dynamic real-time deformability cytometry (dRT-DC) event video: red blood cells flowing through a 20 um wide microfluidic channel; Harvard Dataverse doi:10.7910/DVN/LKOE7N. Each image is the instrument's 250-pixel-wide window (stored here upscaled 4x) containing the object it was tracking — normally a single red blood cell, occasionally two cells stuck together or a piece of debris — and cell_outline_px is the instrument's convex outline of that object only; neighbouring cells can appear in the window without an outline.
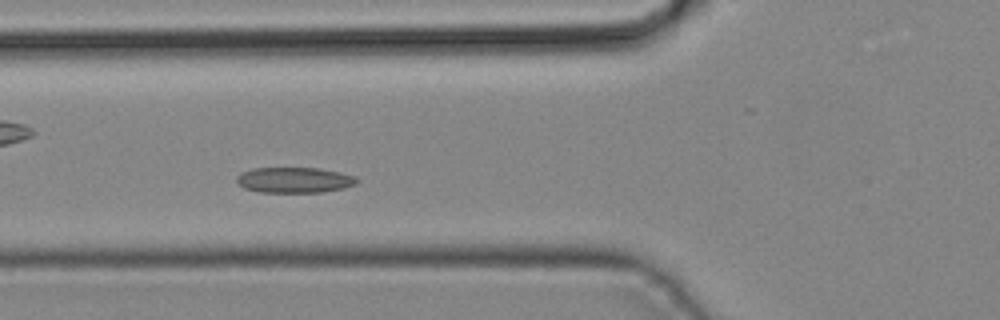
{"species": "common noctule bat (a hibernating species)", "species_latin": "Nyctalus noctula", "temperature_condition": "cold", "stored_images_in_passage": 30, "camera_frame_rate_fps": 3000, "um_per_image_px": 0.085, "animal": {"sex": "male", "body_mass_g": 19.2, "forearm_length_mm": 51.8}, "frame": {"image": 1, "passage_image": 9, "time_ms": 2.667, "image_size_px": [1000, 320], "cell_outline_px": [[360, 180], [356, 184], [344, 188], [324, 192], [260, 192], [244, 188], [236, 184], [236, 176], [240, 172], [252, 168], [320, 168], [340, 172], [356, 176]], "centroid_in_image_um": [25.01, 15.3], "position_along_channel_um": 100.8, "area_um2": 18.21}}
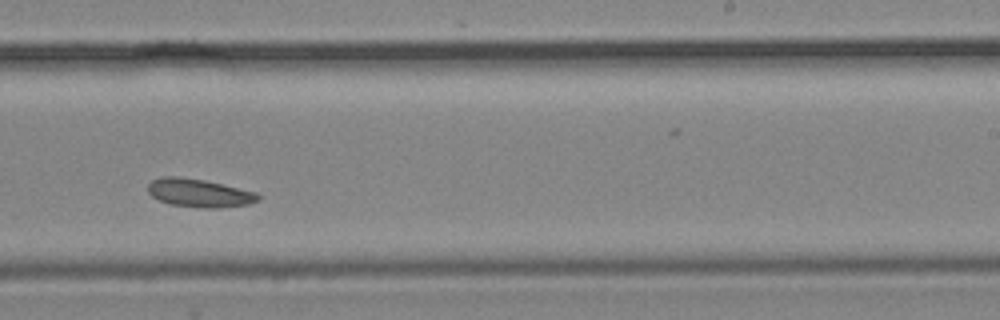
{"frame": {"image": 2, "passage_image": 20, "time_ms": 6.333, "image_size_px": [1000, 320], "cell_outline_px": [[260, 200], [248, 204], [216, 208], [204, 208], [172, 204], [160, 200], [152, 196], [148, 192], [148, 184], [152, 180], [160, 176], [176, 176], [204, 180], [256, 192], [260, 196]], "centroid_in_image_um": [16.92, 16.39], "position_along_channel_um": 272.1, "area_um2": 17.98}}
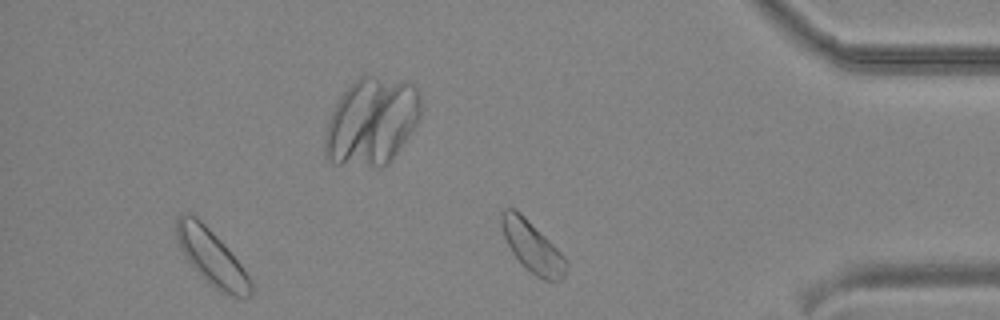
{"frame": {"image": 3, "passage_image": 29, "time_ms": 9.333, "image_size_px": [1000, 320], "cell_outline_px": [[252, 292], [248, 296], [236, 296], [220, 292], [188, 260], [180, 248], [176, 240], [176, 220], [184, 212], [192, 212], [224, 244], [240, 264], [252, 280]], "centroid_in_image_um": [17.97, 21.82], "position_along_channel_um": 417.2, "area_um2": 23.29}}